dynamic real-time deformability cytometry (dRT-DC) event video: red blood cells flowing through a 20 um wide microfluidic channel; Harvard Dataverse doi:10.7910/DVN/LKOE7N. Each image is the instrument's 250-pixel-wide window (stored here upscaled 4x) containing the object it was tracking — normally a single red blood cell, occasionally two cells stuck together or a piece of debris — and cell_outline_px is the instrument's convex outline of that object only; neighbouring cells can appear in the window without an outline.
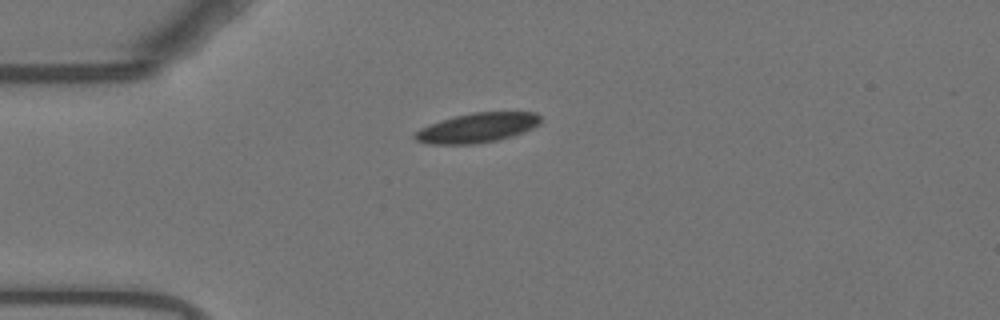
{"species": "Egyptian fruit bat (a non-hibernating species)", "species_latin": "Rousettus aegyptiacus", "temperature_condition": "warm", "stored_images_in_passage": 43, "camera_frame_rate_fps": 3000, "um_per_image_px": 0.085, "animal": {"sex": "female"}, "frame": {"image": 1, "passage_image": 1, "time_ms": 0.0, "image_size_px": [1000, 320], "cell_outline_px": [[540, 124], [524, 132], [512, 136], [496, 140], [476, 144], [432, 144], [416, 140], [412, 136], [420, 128], [456, 116], [472, 112], [536, 112], [540, 116]], "centroid_in_image_um": [40.6, 10.86], "position_along_channel_um": 44.4, "area_um2": 21.44}}
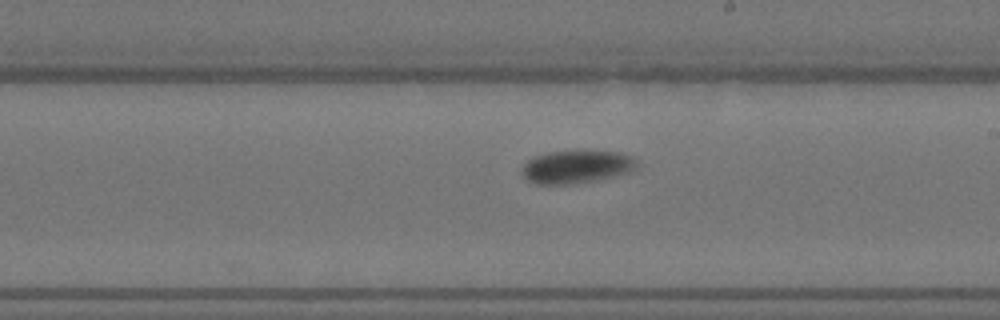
{"frame": {"image": 2, "passage_image": 19, "time_ms": 6.0, "image_size_px": [1000, 320], "cell_outline_px": [[636, 164], [632, 168], [624, 172], [596, 180], [572, 184], [536, 184], [528, 180], [520, 172], [524, 164], [532, 156], [548, 152], [620, 152], [632, 156], [636, 160]], "centroid_in_image_um": [48.9, 14.18], "position_along_channel_um": 240.1, "area_um2": 21.44}}
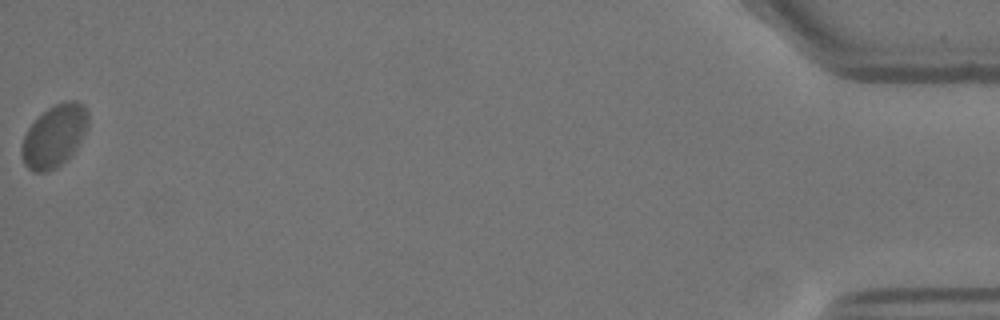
{"frame": {"image": 3, "passage_image": 43, "time_ms": 14.0, "image_size_px": [1000, 320], "cell_outline_px": [[88, 128], [76, 148], [56, 168], [44, 172], [32, 172], [24, 164], [20, 152], [20, 148], [24, 136], [28, 128], [48, 108], [64, 100], [76, 100], [84, 104], [88, 112]], "centroid_in_image_um": [4.62, 11.54], "position_along_channel_um": 430.6, "area_um2": 24.04}, "authors_computed_cell_mechanics": {"area_um2": 22.1952, "velocity_mm_per_s": 3.6116, "shape_relaxation_time_tau1_ms": 3.1297, "shape_relaxation_time_tau2_ms": null, "deformation_change_tau1": 0.0865, "deformation_change_tau2": null}}